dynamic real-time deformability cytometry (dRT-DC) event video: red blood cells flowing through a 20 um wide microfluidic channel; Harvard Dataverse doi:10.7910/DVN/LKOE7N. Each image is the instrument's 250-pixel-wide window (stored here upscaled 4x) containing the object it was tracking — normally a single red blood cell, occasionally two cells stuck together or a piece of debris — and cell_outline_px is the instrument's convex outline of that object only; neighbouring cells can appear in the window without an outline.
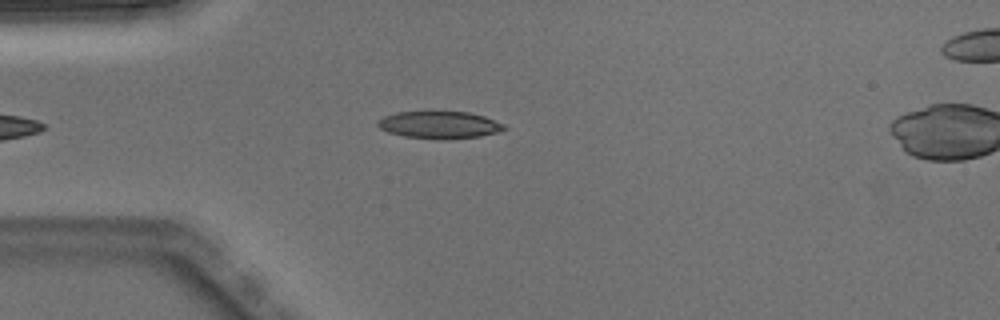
{"species": "Egyptian fruit bat (a non-hibernating species)", "species_latin": "Rousettus aegyptiacus", "temperature_condition": "warm", "stored_images_in_passage": 5, "camera_frame_rate_fps": 3000, "um_per_image_px": 0.085, "animal": {"sex": "male"}, "frame": {"image": 1, "passage_image": 4, "time_ms": 1.0, "image_size_px": [1000, 320], "cell_outline_px": [[508, 128], [496, 132], [480, 136], [404, 136], [388, 132], [380, 128], [376, 124], [376, 120], [384, 116], [396, 112], [428, 108], [432, 108], [468, 112], [484, 116], [504, 124]], "centroid_in_image_um": [37.27, 10.49], "position_along_channel_um": 47.7, "area_um2": 20.06}}